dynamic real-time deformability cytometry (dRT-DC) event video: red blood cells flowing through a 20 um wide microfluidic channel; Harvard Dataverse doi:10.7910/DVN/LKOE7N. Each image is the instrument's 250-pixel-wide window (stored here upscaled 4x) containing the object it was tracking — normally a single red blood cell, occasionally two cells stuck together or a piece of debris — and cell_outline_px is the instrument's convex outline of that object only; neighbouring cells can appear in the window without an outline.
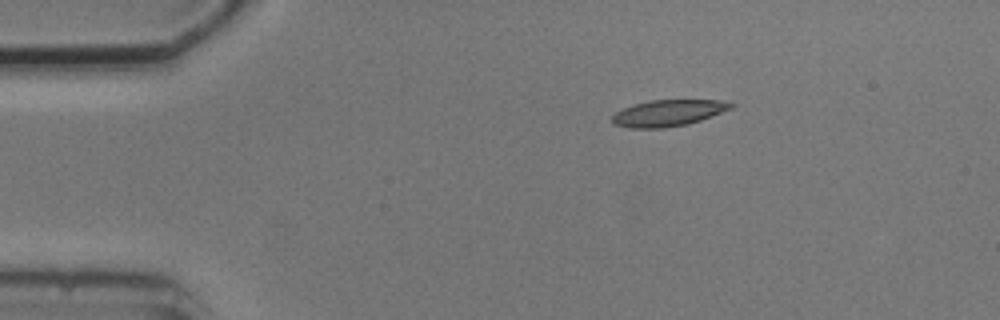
{"species": "common noctule bat (a hibernating species)", "species_latin": "Nyctalus noctula", "temperature_condition": "cold", "stored_images_in_passage": 4, "camera_frame_rate_fps": 3000, "um_per_image_px": 0.085, "animal": {"sex": "male", "body_mass_g": 20.5, "forearm_length_mm": 52.5}, "frame": {"image": 1, "passage_image": 1, "time_ms": 0.0, "image_size_px": [1000, 320], "cell_outline_px": [[736, 104], [732, 108], [700, 120], [688, 124], [664, 128], [628, 128], [612, 124], [612, 116], [616, 112], [624, 108], [648, 100], [720, 100]], "centroid_in_image_um": [56.78, 9.61], "position_along_channel_um": 28.2, "area_um2": 18.21}}
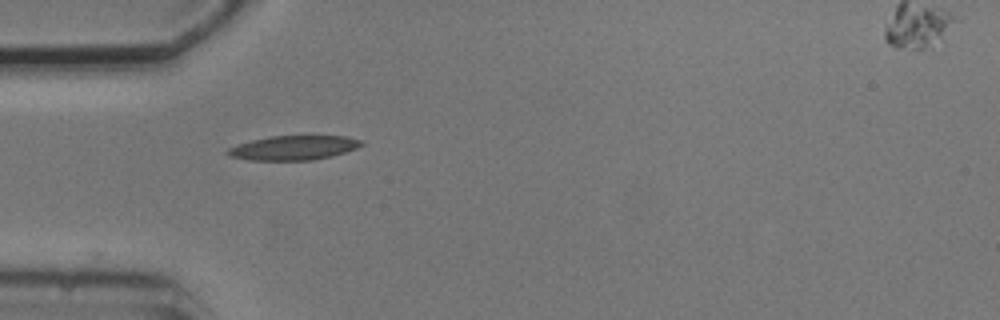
{"frame": {"image": 2, "passage_image": 3, "time_ms": 2.333, "image_size_px": [1000, 320], "cell_outline_px": [[364, 144], [356, 148], [332, 156], [312, 160], [248, 160], [228, 156], [224, 152], [228, 148], [252, 140], [268, 136], [312, 132], [344, 136], [364, 140]], "centroid_in_image_um": [25.01, 12.5], "position_along_channel_um": 60.0, "area_um2": 20.11}}